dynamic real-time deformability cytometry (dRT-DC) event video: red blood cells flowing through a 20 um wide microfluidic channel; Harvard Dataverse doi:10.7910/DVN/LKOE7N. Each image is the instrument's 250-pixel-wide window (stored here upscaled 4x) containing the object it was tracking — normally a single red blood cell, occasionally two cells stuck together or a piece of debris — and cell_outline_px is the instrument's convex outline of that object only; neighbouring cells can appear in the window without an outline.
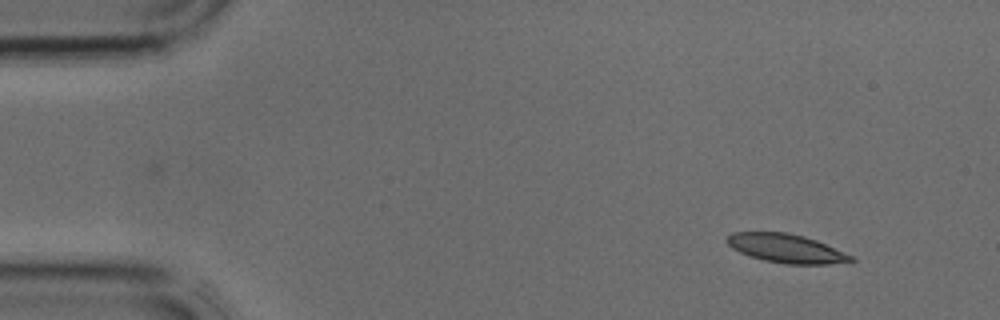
{"species": "common noctule bat (a hibernating species)", "species_latin": "Nyctalus noctula", "temperature_condition": "cold", "stored_images_in_passage": 3, "camera_frame_rate_fps": 3000, "um_per_image_px": 0.085, "animal": {"sex": "male", "body_mass_g": 17.9, "forearm_length_mm": 54.2}, "frame": {"image": 1, "passage_image": 1, "time_ms": 0.0, "image_size_px": [1000, 320], "cell_outline_px": [[856, 260], [828, 264], [784, 264], [764, 260], [740, 252], [732, 248], [728, 244], [728, 236], [732, 232], [788, 232], [804, 236], [816, 240], [852, 256]], "centroid_in_image_um": [66.82, 21.11], "position_along_channel_um": 18.2, "area_um2": 20.46}}
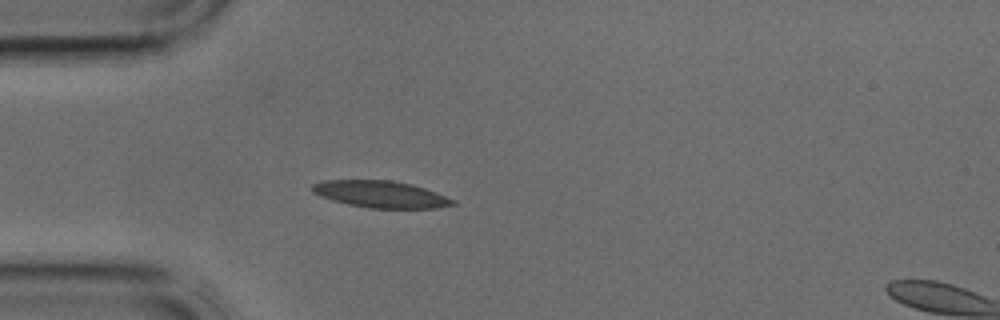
{"frame": {"image": 2, "passage_image": 3, "time_ms": 0.667, "image_size_px": [1000, 320], "cell_outline_px": [[456, 204], [436, 208], [368, 208], [348, 204], [332, 200], [320, 196], [312, 192], [312, 184], [324, 180], [392, 180], [412, 184], [436, 192], [456, 200]], "centroid_in_image_um": [32.36, 16.51], "position_along_channel_um": 52.6, "area_um2": 22.02}}